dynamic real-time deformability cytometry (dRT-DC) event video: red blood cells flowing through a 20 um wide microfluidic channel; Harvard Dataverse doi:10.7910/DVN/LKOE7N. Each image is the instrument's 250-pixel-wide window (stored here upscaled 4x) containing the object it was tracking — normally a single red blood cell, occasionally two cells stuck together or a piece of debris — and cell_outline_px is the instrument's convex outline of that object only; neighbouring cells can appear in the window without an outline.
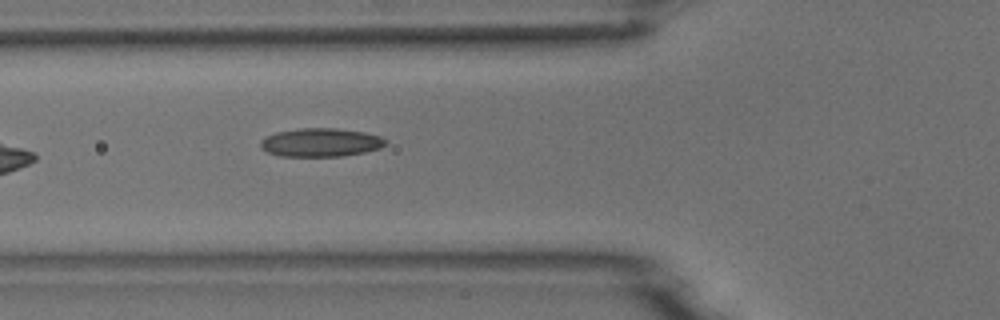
{"species": "common noctule bat (a hibernating species)", "species_latin": "Nyctalus noctula", "temperature_condition": "room temperature", "stored_images_in_passage": 5, "camera_frame_rate_fps": 3000, "um_per_image_px": 0.085, "animal": {"sex": "male", "body_mass_g": 18.8}, "frame": {"image": 1, "passage_image": 5, "time_ms": 5.667, "image_size_px": [1000, 320], "cell_outline_px": [[388, 144], [380, 148], [364, 152], [344, 156], [280, 156], [268, 152], [260, 148], [260, 140], [264, 136], [276, 132], [300, 128], [336, 128], [364, 132], [380, 136], [388, 140]], "centroid_in_image_um": [27.26, 12.1], "position_along_channel_um": 98.5, "area_um2": 20.98}}